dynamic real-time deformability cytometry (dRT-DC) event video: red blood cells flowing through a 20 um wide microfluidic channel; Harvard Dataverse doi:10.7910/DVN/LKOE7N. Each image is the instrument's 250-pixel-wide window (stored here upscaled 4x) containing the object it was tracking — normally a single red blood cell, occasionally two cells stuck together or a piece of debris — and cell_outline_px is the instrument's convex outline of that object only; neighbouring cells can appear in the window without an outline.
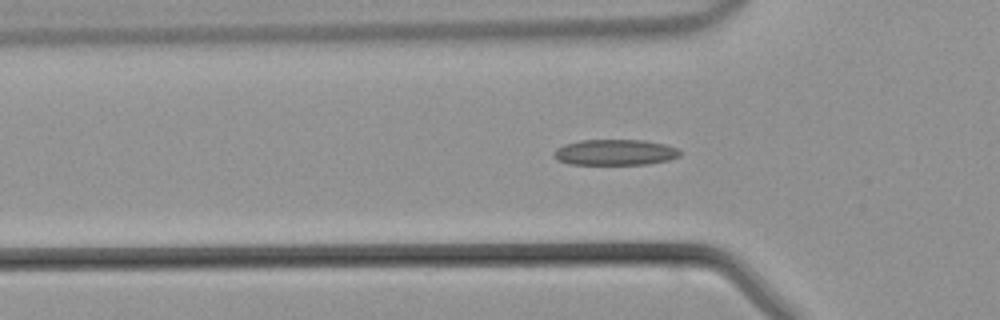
{"species": "common noctule bat (a hibernating species)", "species_latin": "Nyctalus noctula", "temperature_condition": "warm", "stored_images_in_passage": 45, "camera_frame_rate_fps": 3000, "um_per_image_px": 0.085, "animal": {"sex": "male", "body_mass_g": 21.5, "forearm_length_mm": 52.0}, "frame": {"image": 1, "passage_image": 13, "time_ms": 4.0, "image_size_px": [1000, 320], "cell_outline_px": [[680, 156], [668, 160], [648, 164], [568, 164], [556, 160], [552, 156], [556, 148], [564, 144], [580, 140], [644, 140], [664, 144], [676, 148], [680, 152]], "centroid_in_image_um": [52.23, 12.95], "position_along_channel_um": 73.6, "area_um2": 19.02}}
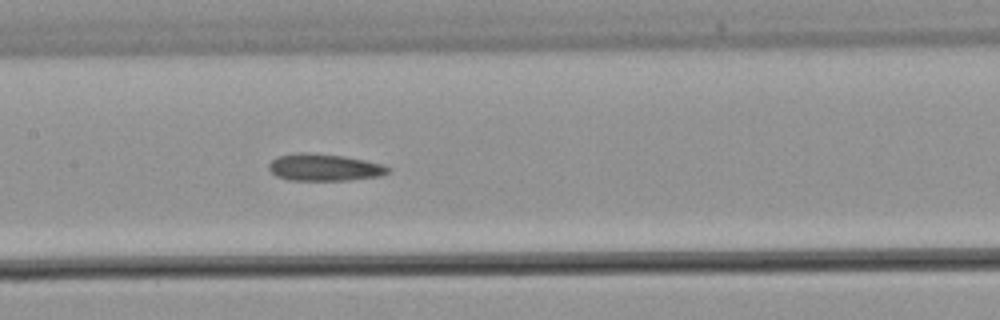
{"frame": {"image": 2, "passage_image": 20, "time_ms": 6.333, "image_size_px": [1000, 320], "cell_outline_px": [[388, 172], [380, 176], [348, 180], [288, 180], [276, 176], [268, 168], [268, 164], [272, 160], [280, 156], [296, 152], [308, 152], [344, 156], [384, 164], [388, 168]], "centroid_in_image_um": [27.54, 14.22], "position_along_channel_um": 179.9, "area_um2": 18.73}}
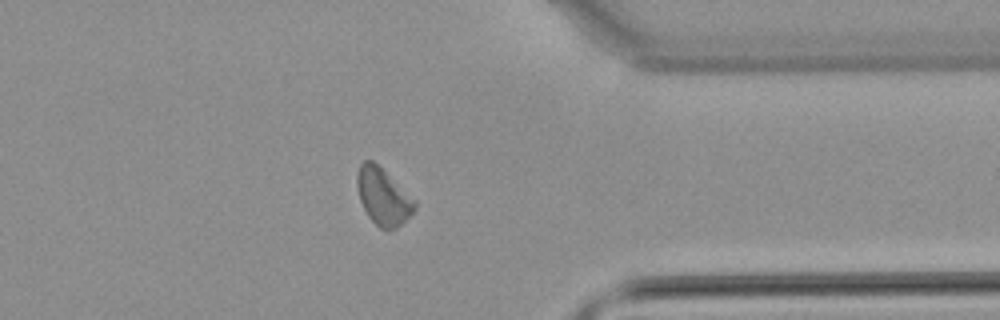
{"frame": {"image": 3, "passage_image": 34, "time_ms": 11.0, "image_size_px": [1000, 320], "cell_outline_px": [[416, 208], [396, 228], [380, 228], [368, 216], [360, 200], [356, 184], [356, 176], [360, 164], [364, 160], [372, 160], [416, 200]], "centroid_in_image_um": [32.54, 16.69], "position_along_channel_um": 378.9, "area_um2": 18.61}}